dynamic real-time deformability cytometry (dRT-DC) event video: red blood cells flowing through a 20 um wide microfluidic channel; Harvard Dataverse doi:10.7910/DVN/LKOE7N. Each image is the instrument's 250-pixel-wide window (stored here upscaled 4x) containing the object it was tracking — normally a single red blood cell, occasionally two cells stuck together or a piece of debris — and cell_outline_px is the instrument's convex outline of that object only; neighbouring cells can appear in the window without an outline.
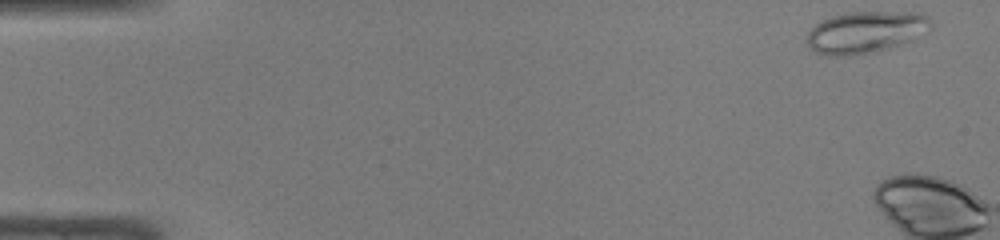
{"species": "common noctule bat (a hibernating species)", "species_latin": "Nyctalus noctula", "temperature_condition": "warm", "stored_images_in_passage": 6, "camera_frame_rate_fps": 3000, "um_per_image_px": 0.085, "animal": {"sex": "male", "body_mass_g": 19.0, "forearm_length_mm": 50.8}, "frame": {"image": 1, "passage_image": 1, "time_ms": 0.0, "image_size_px": [1000, 240], "cell_outline_px": [[932, 28], [928, 32], [904, 44], [876, 52], [848, 56], [824, 56], [812, 52], [808, 44], [808, 32], [816, 24], [832, 16], [848, 12], [920, 12], [928, 16], [932, 24]], "centroid_in_image_um": [73.62, 2.75], "position_along_channel_um": 11.4, "area_um2": 30.69}}